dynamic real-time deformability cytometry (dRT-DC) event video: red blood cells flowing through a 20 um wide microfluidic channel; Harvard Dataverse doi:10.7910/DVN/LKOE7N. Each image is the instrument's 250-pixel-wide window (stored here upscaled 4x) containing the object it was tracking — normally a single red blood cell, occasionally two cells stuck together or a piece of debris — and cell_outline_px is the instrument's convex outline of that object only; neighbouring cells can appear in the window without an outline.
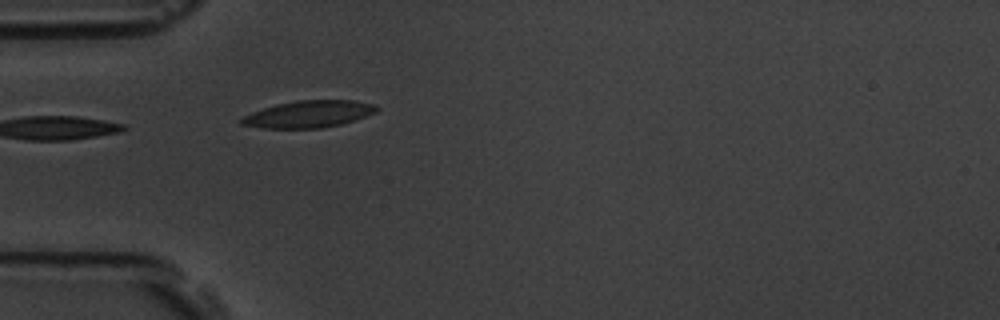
{"species": "common noctule bat (a hibernating species)", "species_latin": "Nyctalus noctula", "temperature_condition": "room temperature", "stored_images_in_passage": 1, "camera_frame_rate_fps": 3000, "um_per_image_px": 0.085, "animal": {"sex": "male", "body_mass_g": 19.5, "forearm_length_mm": 54.6}, "frame": {"image": 1, "passage_image": 1, "time_ms": 0.0, "image_size_px": [1000, 320], "cell_outline_px": [[380, 108], [376, 112], [356, 120], [340, 124], [320, 128], [260, 128], [240, 124], [236, 120], [252, 112], [276, 104], [296, 100], [352, 100], [376, 104]], "centroid_in_image_um": [26.23, 9.7], "position_along_channel_um": 58.8, "area_um2": 21.39}}